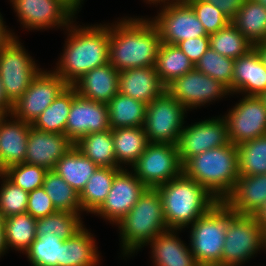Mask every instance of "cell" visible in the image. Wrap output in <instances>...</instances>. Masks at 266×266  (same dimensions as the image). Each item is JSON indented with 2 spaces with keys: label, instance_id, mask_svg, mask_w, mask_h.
<instances>
[{
  "label": "cell",
  "instance_id": "f5cc1de1",
  "mask_svg": "<svg viewBox=\"0 0 266 266\" xmlns=\"http://www.w3.org/2000/svg\"><path fill=\"white\" fill-rule=\"evenodd\" d=\"M7 246L5 243V234H4V226L3 219L0 216V258L7 252Z\"/></svg>",
  "mask_w": 266,
  "mask_h": 266
},
{
  "label": "cell",
  "instance_id": "4fadbf2b",
  "mask_svg": "<svg viewBox=\"0 0 266 266\" xmlns=\"http://www.w3.org/2000/svg\"><path fill=\"white\" fill-rule=\"evenodd\" d=\"M166 90L188 111L229 95V89L196 68L174 79Z\"/></svg>",
  "mask_w": 266,
  "mask_h": 266
},
{
  "label": "cell",
  "instance_id": "d6986e66",
  "mask_svg": "<svg viewBox=\"0 0 266 266\" xmlns=\"http://www.w3.org/2000/svg\"><path fill=\"white\" fill-rule=\"evenodd\" d=\"M74 143L65 135L40 131L31 126L24 163L53 170Z\"/></svg>",
  "mask_w": 266,
  "mask_h": 266
},
{
  "label": "cell",
  "instance_id": "d590c367",
  "mask_svg": "<svg viewBox=\"0 0 266 266\" xmlns=\"http://www.w3.org/2000/svg\"><path fill=\"white\" fill-rule=\"evenodd\" d=\"M42 188L58 211L81 213L79 193L68 185L54 170H48Z\"/></svg>",
  "mask_w": 266,
  "mask_h": 266
},
{
  "label": "cell",
  "instance_id": "5b68a950",
  "mask_svg": "<svg viewBox=\"0 0 266 266\" xmlns=\"http://www.w3.org/2000/svg\"><path fill=\"white\" fill-rule=\"evenodd\" d=\"M115 225L120 230L124 257L134 255L157 235L169 230L157 189L147 188L133 208Z\"/></svg>",
  "mask_w": 266,
  "mask_h": 266
},
{
  "label": "cell",
  "instance_id": "ee69618b",
  "mask_svg": "<svg viewBox=\"0 0 266 266\" xmlns=\"http://www.w3.org/2000/svg\"><path fill=\"white\" fill-rule=\"evenodd\" d=\"M195 12L208 35L226 27L231 20L217 7L203 0H185Z\"/></svg>",
  "mask_w": 266,
  "mask_h": 266
},
{
  "label": "cell",
  "instance_id": "ffe728a7",
  "mask_svg": "<svg viewBox=\"0 0 266 266\" xmlns=\"http://www.w3.org/2000/svg\"><path fill=\"white\" fill-rule=\"evenodd\" d=\"M31 126L11 114L0 115V173L10 166L24 163Z\"/></svg>",
  "mask_w": 266,
  "mask_h": 266
},
{
  "label": "cell",
  "instance_id": "7dc6e473",
  "mask_svg": "<svg viewBox=\"0 0 266 266\" xmlns=\"http://www.w3.org/2000/svg\"><path fill=\"white\" fill-rule=\"evenodd\" d=\"M221 10L230 20L238 13L246 0H203Z\"/></svg>",
  "mask_w": 266,
  "mask_h": 266
},
{
  "label": "cell",
  "instance_id": "3957f363",
  "mask_svg": "<svg viewBox=\"0 0 266 266\" xmlns=\"http://www.w3.org/2000/svg\"><path fill=\"white\" fill-rule=\"evenodd\" d=\"M156 189L162 199L168 229L188 228L218 202L205 187L183 172Z\"/></svg>",
  "mask_w": 266,
  "mask_h": 266
},
{
  "label": "cell",
  "instance_id": "484cf974",
  "mask_svg": "<svg viewBox=\"0 0 266 266\" xmlns=\"http://www.w3.org/2000/svg\"><path fill=\"white\" fill-rule=\"evenodd\" d=\"M94 235L83 226L61 245L60 266H97L99 251Z\"/></svg>",
  "mask_w": 266,
  "mask_h": 266
},
{
  "label": "cell",
  "instance_id": "f35d334b",
  "mask_svg": "<svg viewBox=\"0 0 266 266\" xmlns=\"http://www.w3.org/2000/svg\"><path fill=\"white\" fill-rule=\"evenodd\" d=\"M239 175L266 174V135L237 145Z\"/></svg>",
  "mask_w": 266,
  "mask_h": 266
},
{
  "label": "cell",
  "instance_id": "9a60e30c",
  "mask_svg": "<svg viewBox=\"0 0 266 266\" xmlns=\"http://www.w3.org/2000/svg\"><path fill=\"white\" fill-rule=\"evenodd\" d=\"M223 118L234 145L266 135V108L258 96L245 95Z\"/></svg>",
  "mask_w": 266,
  "mask_h": 266
},
{
  "label": "cell",
  "instance_id": "83f0119b",
  "mask_svg": "<svg viewBox=\"0 0 266 266\" xmlns=\"http://www.w3.org/2000/svg\"><path fill=\"white\" fill-rule=\"evenodd\" d=\"M112 139L117 168H122V164L126 163L132 166L149 143L143 127L112 129Z\"/></svg>",
  "mask_w": 266,
  "mask_h": 266
},
{
  "label": "cell",
  "instance_id": "9c48e42d",
  "mask_svg": "<svg viewBox=\"0 0 266 266\" xmlns=\"http://www.w3.org/2000/svg\"><path fill=\"white\" fill-rule=\"evenodd\" d=\"M187 111L167 90L147 104L143 128L148 142L176 145Z\"/></svg>",
  "mask_w": 266,
  "mask_h": 266
},
{
  "label": "cell",
  "instance_id": "8fae6325",
  "mask_svg": "<svg viewBox=\"0 0 266 266\" xmlns=\"http://www.w3.org/2000/svg\"><path fill=\"white\" fill-rule=\"evenodd\" d=\"M161 9L151 19L159 31L161 43L177 45L189 38L209 36L185 0L165 3Z\"/></svg>",
  "mask_w": 266,
  "mask_h": 266
},
{
  "label": "cell",
  "instance_id": "44dd1931",
  "mask_svg": "<svg viewBox=\"0 0 266 266\" xmlns=\"http://www.w3.org/2000/svg\"><path fill=\"white\" fill-rule=\"evenodd\" d=\"M166 90L154 67L122 70L118 77V92L146 104Z\"/></svg>",
  "mask_w": 266,
  "mask_h": 266
},
{
  "label": "cell",
  "instance_id": "52a82bcc",
  "mask_svg": "<svg viewBox=\"0 0 266 266\" xmlns=\"http://www.w3.org/2000/svg\"><path fill=\"white\" fill-rule=\"evenodd\" d=\"M15 35L0 45V79L7 99L14 104L22 97L41 68Z\"/></svg>",
  "mask_w": 266,
  "mask_h": 266
},
{
  "label": "cell",
  "instance_id": "6f0895ef",
  "mask_svg": "<svg viewBox=\"0 0 266 266\" xmlns=\"http://www.w3.org/2000/svg\"><path fill=\"white\" fill-rule=\"evenodd\" d=\"M253 1L262 4L266 8V0H253Z\"/></svg>",
  "mask_w": 266,
  "mask_h": 266
},
{
  "label": "cell",
  "instance_id": "ba28073f",
  "mask_svg": "<svg viewBox=\"0 0 266 266\" xmlns=\"http://www.w3.org/2000/svg\"><path fill=\"white\" fill-rule=\"evenodd\" d=\"M266 249V233L253 215L237 214L228 225L221 266H240Z\"/></svg>",
  "mask_w": 266,
  "mask_h": 266
},
{
  "label": "cell",
  "instance_id": "836d02e7",
  "mask_svg": "<svg viewBox=\"0 0 266 266\" xmlns=\"http://www.w3.org/2000/svg\"><path fill=\"white\" fill-rule=\"evenodd\" d=\"M74 146L98 167H117L112 129L81 137Z\"/></svg>",
  "mask_w": 266,
  "mask_h": 266
},
{
  "label": "cell",
  "instance_id": "60d3db41",
  "mask_svg": "<svg viewBox=\"0 0 266 266\" xmlns=\"http://www.w3.org/2000/svg\"><path fill=\"white\" fill-rule=\"evenodd\" d=\"M235 59L223 56L211 47L202 55L195 64L198 71L219 80L233 94V68Z\"/></svg>",
  "mask_w": 266,
  "mask_h": 266
},
{
  "label": "cell",
  "instance_id": "8992f818",
  "mask_svg": "<svg viewBox=\"0 0 266 266\" xmlns=\"http://www.w3.org/2000/svg\"><path fill=\"white\" fill-rule=\"evenodd\" d=\"M238 213L224 201L190 225V249L199 266H221L226 231Z\"/></svg>",
  "mask_w": 266,
  "mask_h": 266
},
{
  "label": "cell",
  "instance_id": "f6af8a7d",
  "mask_svg": "<svg viewBox=\"0 0 266 266\" xmlns=\"http://www.w3.org/2000/svg\"><path fill=\"white\" fill-rule=\"evenodd\" d=\"M56 211L58 210L54 207L52 200L42 187L29 192L26 212L33 218H44Z\"/></svg>",
  "mask_w": 266,
  "mask_h": 266
},
{
  "label": "cell",
  "instance_id": "30bf717a",
  "mask_svg": "<svg viewBox=\"0 0 266 266\" xmlns=\"http://www.w3.org/2000/svg\"><path fill=\"white\" fill-rule=\"evenodd\" d=\"M182 166L176 145L149 142L130 168L147 188L156 189L179 176Z\"/></svg>",
  "mask_w": 266,
  "mask_h": 266
},
{
  "label": "cell",
  "instance_id": "c3c4849f",
  "mask_svg": "<svg viewBox=\"0 0 266 266\" xmlns=\"http://www.w3.org/2000/svg\"><path fill=\"white\" fill-rule=\"evenodd\" d=\"M13 104L7 99L2 81L0 79V115H7L11 113Z\"/></svg>",
  "mask_w": 266,
  "mask_h": 266
},
{
  "label": "cell",
  "instance_id": "4dcf8cb0",
  "mask_svg": "<svg viewBox=\"0 0 266 266\" xmlns=\"http://www.w3.org/2000/svg\"><path fill=\"white\" fill-rule=\"evenodd\" d=\"M73 101V86L67 85L56 99L31 124L44 132L65 134L66 123Z\"/></svg>",
  "mask_w": 266,
  "mask_h": 266
},
{
  "label": "cell",
  "instance_id": "ab89813d",
  "mask_svg": "<svg viewBox=\"0 0 266 266\" xmlns=\"http://www.w3.org/2000/svg\"><path fill=\"white\" fill-rule=\"evenodd\" d=\"M64 241L55 234L36 235L24 254L32 266H60L61 245Z\"/></svg>",
  "mask_w": 266,
  "mask_h": 266
},
{
  "label": "cell",
  "instance_id": "cb8c5ba5",
  "mask_svg": "<svg viewBox=\"0 0 266 266\" xmlns=\"http://www.w3.org/2000/svg\"><path fill=\"white\" fill-rule=\"evenodd\" d=\"M266 91V68L253 48L235 59L233 68V94L259 96Z\"/></svg>",
  "mask_w": 266,
  "mask_h": 266
},
{
  "label": "cell",
  "instance_id": "8d00e7d4",
  "mask_svg": "<svg viewBox=\"0 0 266 266\" xmlns=\"http://www.w3.org/2000/svg\"><path fill=\"white\" fill-rule=\"evenodd\" d=\"M80 215L69 211H56L49 216L39 218L36 221V235L55 234L67 240L84 226Z\"/></svg>",
  "mask_w": 266,
  "mask_h": 266
},
{
  "label": "cell",
  "instance_id": "1f68e13d",
  "mask_svg": "<svg viewBox=\"0 0 266 266\" xmlns=\"http://www.w3.org/2000/svg\"><path fill=\"white\" fill-rule=\"evenodd\" d=\"M231 23L251 43L266 42V8L262 4L246 0Z\"/></svg>",
  "mask_w": 266,
  "mask_h": 266
},
{
  "label": "cell",
  "instance_id": "bcb514c9",
  "mask_svg": "<svg viewBox=\"0 0 266 266\" xmlns=\"http://www.w3.org/2000/svg\"><path fill=\"white\" fill-rule=\"evenodd\" d=\"M177 46L195 65L210 48V38L209 36L189 38L179 42Z\"/></svg>",
  "mask_w": 266,
  "mask_h": 266
},
{
  "label": "cell",
  "instance_id": "7402d4cb",
  "mask_svg": "<svg viewBox=\"0 0 266 266\" xmlns=\"http://www.w3.org/2000/svg\"><path fill=\"white\" fill-rule=\"evenodd\" d=\"M118 77L119 71L107 63L85 73L72 86L78 95L108 104L118 93Z\"/></svg>",
  "mask_w": 266,
  "mask_h": 266
},
{
  "label": "cell",
  "instance_id": "7bdbcfd3",
  "mask_svg": "<svg viewBox=\"0 0 266 266\" xmlns=\"http://www.w3.org/2000/svg\"><path fill=\"white\" fill-rule=\"evenodd\" d=\"M47 171L41 166L20 163L6 168L2 173L16 186L29 193L42 187Z\"/></svg>",
  "mask_w": 266,
  "mask_h": 266
},
{
  "label": "cell",
  "instance_id": "277c9868",
  "mask_svg": "<svg viewBox=\"0 0 266 266\" xmlns=\"http://www.w3.org/2000/svg\"><path fill=\"white\" fill-rule=\"evenodd\" d=\"M182 172L205 187L218 201L233 191L239 178L237 145L209 149L187 160Z\"/></svg>",
  "mask_w": 266,
  "mask_h": 266
},
{
  "label": "cell",
  "instance_id": "f907efd6",
  "mask_svg": "<svg viewBox=\"0 0 266 266\" xmlns=\"http://www.w3.org/2000/svg\"><path fill=\"white\" fill-rule=\"evenodd\" d=\"M253 216L256 222H258L261 225L264 232L266 233V202L260 209H258V211H256V213Z\"/></svg>",
  "mask_w": 266,
  "mask_h": 266
},
{
  "label": "cell",
  "instance_id": "d4e9b609",
  "mask_svg": "<svg viewBox=\"0 0 266 266\" xmlns=\"http://www.w3.org/2000/svg\"><path fill=\"white\" fill-rule=\"evenodd\" d=\"M178 231L169 229L147 244L152 246L154 266H199L190 247L177 236Z\"/></svg>",
  "mask_w": 266,
  "mask_h": 266
},
{
  "label": "cell",
  "instance_id": "11a10c76",
  "mask_svg": "<svg viewBox=\"0 0 266 266\" xmlns=\"http://www.w3.org/2000/svg\"><path fill=\"white\" fill-rule=\"evenodd\" d=\"M145 1V0H144ZM177 1H182V0H146V2L148 3V4H152L153 3V5L155 4H157L158 5V3H159V5H161V4H165V3H170V2H177ZM161 3V4H160Z\"/></svg>",
  "mask_w": 266,
  "mask_h": 266
},
{
  "label": "cell",
  "instance_id": "f1b7e54d",
  "mask_svg": "<svg viewBox=\"0 0 266 266\" xmlns=\"http://www.w3.org/2000/svg\"><path fill=\"white\" fill-rule=\"evenodd\" d=\"M111 129L143 127L147 104L117 93L107 104Z\"/></svg>",
  "mask_w": 266,
  "mask_h": 266
},
{
  "label": "cell",
  "instance_id": "816d5d0a",
  "mask_svg": "<svg viewBox=\"0 0 266 266\" xmlns=\"http://www.w3.org/2000/svg\"><path fill=\"white\" fill-rule=\"evenodd\" d=\"M253 48L257 51L264 67L266 68V42H258L253 44Z\"/></svg>",
  "mask_w": 266,
  "mask_h": 266
},
{
  "label": "cell",
  "instance_id": "e575fe53",
  "mask_svg": "<svg viewBox=\"0 0 266 266\" xmlns=\"http://www.w3.org/2000/svg\"><path fill=\"white\" fill-rule=\"evenodd\" d=\"M36 221L27 212L3 219L7 250L11 247L24 253L36 239Z\"/></svg>",
  "mask_w": 266,
  "mask_h": 266
},
{
  "label": "cell",
  "instance_id": "603a6c76",
  "mask_svg": "<svg viewBox=\"0 0 266 266\" xmlns=\"http://www.w3.org/2000/svg\"><path fill=\"white\" fill-rule=\"evenodd\" d=\"M224 202L240 215H254L266 202V174L240 175Z\"/></svg>",
  "mask_w": 266,
  "mask_h": 266
},
{
  "label": "cell",
  "instance_id": "b9f144b4",
  "mask_svg": "<svg viewBox=\"0 0 266 266\" xmlns=\"http://www.w3.org/2000/svg\"><path fill=\"white\" fill-rule=\"evenodd\" d=\"M3 183L0 188V216L2 219L27 211L29 193L0 173Z\"/></svg>",
  "mask_w": 266,
  "mask_h": 266
},
{
  "label": "cell",
  "instance_id": "d6a6232c",
  "mask_svg": "<svg viewBox=\"0 0 266 266\" xmlns=\"http://www.w3.org/2000/svg\"><path fill=\"white\" fill-rule=\"evenodd\" d=\"M154 68L161 82L167 86L193 70L195 65L177 45L161 43Z\"/></svg>",
  "mask_w": 266,
  "mask_h": 266
},
{
  "label": "cell",
  "instance_id": "6da1fadb",
  "mask_svg": "<svg viewBox=\"0 0 266 266\" xmlns=\"http://www.w3.org/2000/svg\"><path fill=\"white\" fill-rule=\"evenodd\" d=\"M109 25V63L119 72L154 67L161 38L149 18L126 17Z\"/></svg>",
  "mask_w": 266,
  "mask_h": 266
},
{
  "label": "cell",
  "instance_id": "9f6ffc18",
  "mask_svg": "<svg viewBox=\"0 0 266 266\" xmlns=\"http://www.w3.org/2000/svg\"><path fill=\"white\" fill-rule=\"evenodd\" d=\"M258 97L261 99L262 103L265 105L266 108V91L261 93Z\"/></svg>",
  "mask_w": 266,
  "mask_h": 266
},
{
  "label": "cell",
  "instance_id": "681fc988",
  "mask_svg": "<svg viewBox=\"0 0 266 266\" xmlns=\"http://www.w3.org/2000/svg\"><path fill=\"white\" fill-rule=\"evenodd\" d=\"M3 22V17L0 13V45L7 43L15 36L14 33H11V31L6 28L7 26Z\"/></svg>",
  "mask_w": 266,
  "mask_h": 266
},
{
  "label": "cell",
  "instance_id": "5bb4252c",
  "mask_svg": "<svg viewBox=\"0 0 266 266\" xmlns=\"http://www.w3.org/2000/svg\"><path fill=\"white\" fill-rule=\"evenodd\" d=\"M229 143L227 123L223 116H219L184 126L176 146L183 165L195 155Z\"/></svg>",
  "mask_w": 266,
  "mask_h": 266
},
{
  "label": "cell",
  "instance_id": "db71d44e",
  "mask_svg": "<svg viewBox=\"0 0 266 266\" xmlns=\"http://www.w3.org/2000/svg\"><path fill=\"white\" fill-rule=\"evenodd\" d=\"M66 6H68L75 14L77 11L79 12L81 4H83V0H61ZM79 8V9H78Z\"/></svg>",
  "mask_w": 266,
  "mask_h": 266
},
{
  "label": "cell",
  "instance_id": "f546056e",
  "mask_svg": "<svg viewBox=\"0 0 266 266\" xmlns=\"http://www.w3.org/2000/svg\"><path fill=\"white\" fill-rule=\"evenodd\" d=\"M122 168L98 167L79 193L82 211L93 214L106 200L115 175Z\"/></svg>",
  "mask_w": 266,
  "mask_h": 266
},
{
  "label": "cell",
  "instance_id": "ac0fdd59",
  "mask_svg": "<svg viewBox=\"0 0 266 266\" xmlns=\"http://www.w3.org/2000/svg\"><path fill=\"white\" fill-rule=\"evenodd\" d=\"M108 107L105 103L84 98L73 87V101L68 115L65 135L76 143L81 137L109 130Z\"/></svg>",
  "mask_w": 266,
  "mask_h": 266
},
{
  "label": "cell",
  "instance_id": "7c38bea8",
  "mask_svg": "<svg viewBox=\"0 0 266 266\" xmlns=\"http://www.w3.org/2000/svg\"><path fill=\"white\" fill-rule=\"evenodd\" d=\"M67 85L54 70L41 69L22 97L13 104L10 114L32 124Z\"/></svg>",
  "mask_w": 266,
  "mask_h": 266
},
{
  "label": "cell",
  "instance_id": "7a4b0ae2",
  "mask_svg": "<svg viewBox=\"0 0 266 266\" xmlns=\"http://www.w3.org/2000/svg\"><path fill=\"white\" fill-rule=\"evenodd\" d=\"M74 22L66 29L67 41L54 70L68 85L92 69L109 63V23L79 27Z\"/></svg>",
  "mask_w": 266,
  "mask_h": 266
},
{
  "label": "cell",
  "instance_id": "e0dca14e",
  "mask_svg": "<svg viewBox=\"0 0 266 266\" xmlns=\"http://www.w3.org/2000/svg\"><path fill=\"white\" fill-rule=\"evenodd\" d=\"M147 187L135 174L123 167L114 177L106 200L93 213L115 225L137 203Z\"/></svg>",
  "mask_w": 266,
  "mask_h": 266
},
{
  "label": "cell",
  "instance_id": "74e56055",
  "mask_svg": "<svg viewBox=\"0 0 266 266\" xmlns=\"http://www.w3.org/2000/svg\"><path fill=\"white\" fill-rule=\"evenodd\" d=\"M209 38L210 47L213 50L232 59H238L253 49V43L241 34L231 22L216 33L209 35Z\"/></svg>",
  "mask_w": 266,
  "mask_h": 266
},
{
  "label": "cell",
  "instance_id": "2e32d148",
  "mask_svg": "<svg viewBox=\"0 0 266 266\" xmlns=\"http://www.w3.org/2000/svg\"><path fill=\"white\" fill-rule=\"evenodd\" d=\"M23 28L40 30L56 27L66 29L75 13L61 0H10Z\"/></svg>",
  "mask_w": 266,
  "mask_h": 266
},
{
  "label": "cell",
  "instance_id": "4316f807",
  "mask_svg": "<svg viewBox=\"0 0 266 266\" xmlns=\"http://www.w3.org/2000/svg\"><path fill=\"white\" fill-rule=\"evenodd\" d=\"M97 168L98 166L91 159L73 146L57 161L53 170L80 193Z\"/></svg>",
  "mask_w": 266,
  "mask_h": 266
}]
</instances>
